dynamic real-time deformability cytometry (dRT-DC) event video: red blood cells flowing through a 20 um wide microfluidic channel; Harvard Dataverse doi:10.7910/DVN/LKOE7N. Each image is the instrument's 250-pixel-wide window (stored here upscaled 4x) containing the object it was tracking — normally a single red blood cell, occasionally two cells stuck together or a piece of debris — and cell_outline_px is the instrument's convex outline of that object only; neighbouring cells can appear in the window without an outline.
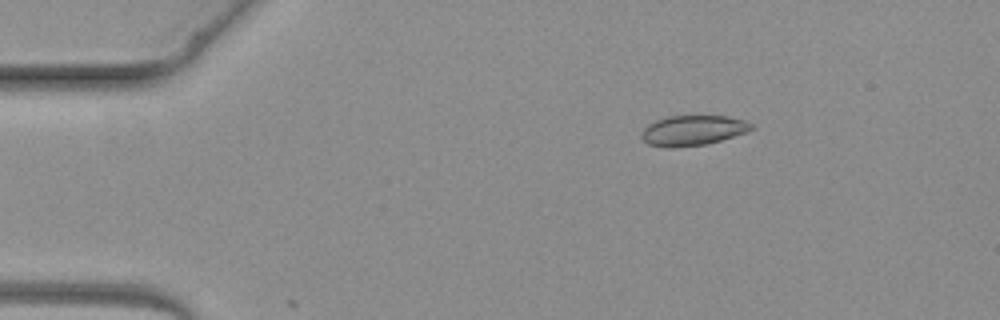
{"species": "common noctule bat (a hibernating species)", "species_latin": "Nyctalus noctula", "temperature_condition": "warm", "stored_images_in_passage": 2, "camera_frame_rate_fps": 3000, "um_per_image_px": 0.085, "animal": {"sex": "female", "body_mass_g": 19.3, "forearm_length_mm": 54.1}, "frame": {"image": 1, "passage_image": 2, "time_ms": 1.333, "image_size_px": [1000, 320], "cell_outline_px": [[756, 128], [720, 140], [704, 144], [672, 148], [664, 148], [648, 144], [640, 136], [640, 132], [648, 124], [656, 120], [668, 116], [728, 116], [744, 120], [752, 124]], "centroid_in_image_um": [58.84, 11.08], "position_along_channel_um": 26.2, "area_um2": 19.25}}